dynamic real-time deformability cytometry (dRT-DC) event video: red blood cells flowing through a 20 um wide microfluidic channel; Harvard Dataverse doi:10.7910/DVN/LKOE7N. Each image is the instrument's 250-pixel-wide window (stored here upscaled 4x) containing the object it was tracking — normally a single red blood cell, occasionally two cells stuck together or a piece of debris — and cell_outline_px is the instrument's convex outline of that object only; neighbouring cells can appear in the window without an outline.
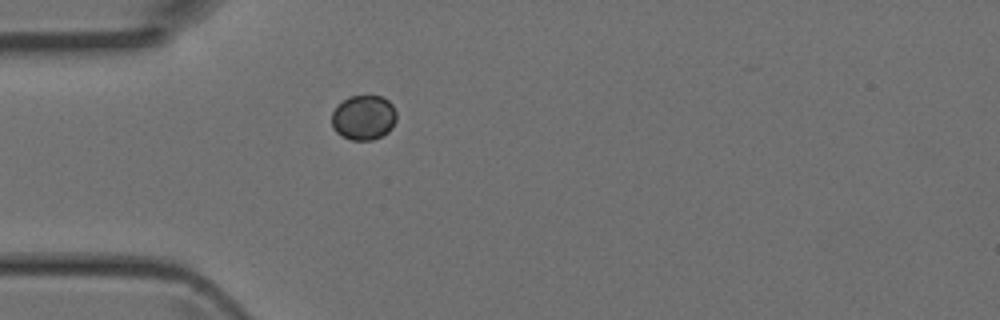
{"species": "Egyptian fruit bat (a non-hibernating species)", "species_latin": "Rousettus aegyptiacus", "temperature_condition": "room temperature", "stored_images_in_passage": 1, "camera_frame_rate_fps": 3000, "um_per_image_px": 0.085, "animal": {"sex": "female"}, "frame": {"image": 1, "passage_image": 1, "time_ms": 0.0, "image_size_px": [1000, 320], "cell_outline_px": [[396, 120], [392, 128], [388, 132], [372, 140], [352, 140], [340, 136], [332, 128], [332, 112], [348, 96], [380, 96], [388, 100], [392, 104], [396, 112]], "centroid_in_image_um": [30.91, 10.0], "position_along_channel_um": 54.1, "area_um2": 16.94}}